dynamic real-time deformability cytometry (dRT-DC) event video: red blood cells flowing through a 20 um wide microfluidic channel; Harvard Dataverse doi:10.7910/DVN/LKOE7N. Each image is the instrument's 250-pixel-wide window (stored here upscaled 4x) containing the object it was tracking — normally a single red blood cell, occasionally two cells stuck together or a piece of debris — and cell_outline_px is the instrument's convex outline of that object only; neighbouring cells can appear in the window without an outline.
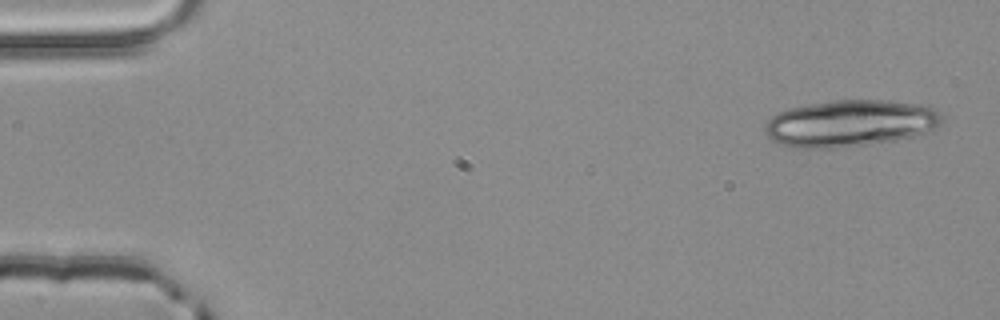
{"species": "common noctule bat (a hibernating species)", "species_latin": "Nyctalus noctula", "temperature_condition": "room temperature", "stored_images_in_passage": 4, "camera_frame_rate_fps": 3000, "um_per_image_px": 0.085, "animal": {"sex": "male", "body_mass_g": 20.4}, "frame": {"image": 1, "passage_image": 1, "time_ms": 0.0, "image_size_px": [1000, 320], "cell_outline_px": [[944, 120], [940, 124], [924, 132], [912, 136], [892, 140], [832, 148], [800, 148], [780, 144], [772, 140], [764, 132], [764, 124], [772, 116], [788, 108], [808, 104], [832, 100], [884, 100], [928, 104], [940, 112], [944, 116]], "centroid_in_image_um": [72.27, 10.45], "position_along_channel_um": 12.7, "area_um2": 48.15}}